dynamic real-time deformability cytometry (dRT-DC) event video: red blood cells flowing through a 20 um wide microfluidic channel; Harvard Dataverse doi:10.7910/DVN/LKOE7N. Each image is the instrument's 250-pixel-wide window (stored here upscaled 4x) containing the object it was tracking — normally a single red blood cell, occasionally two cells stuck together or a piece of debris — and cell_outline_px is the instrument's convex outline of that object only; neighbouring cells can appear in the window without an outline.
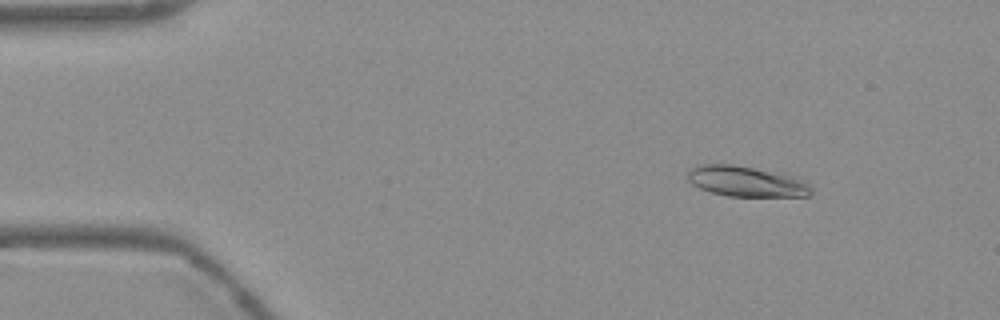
{"species": "Egyptian fruit bat (a non-hibernating species)", "species_latin": "Rousettus aegyptiacus", "temperature_condition": "warm", "stored_images_in_passage": 54, "camera_frame_rate_fps": 3000, "um_per_image_px": 0.085, "frame": {"image": 1, "passage_image": 7, "time_ms": 2.0, "image_size_px": [1000, 320], "cell_outline_px": [[812, 192], [808, 196], [728, 196], [712, 192], [700, 188], [692, 184], [688, 180], [688, 172], [696, 164], [732, 164], [784, 172], [800, 176], [808, 180], [812, 188]], "centroid_in_image_um": [63.54, 15.4], "position_along_channel_um": 21.5, "area_um2": 22.6}}
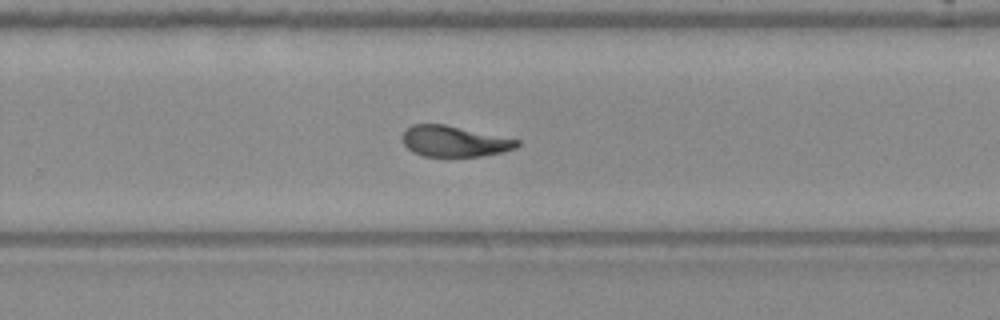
{"frame": {"image": 2, "passage_image": 35, "time_ms": 11.333, "image_size_px": [1000, 320], "cell_outline_px": [[520, 144], [516, 148], [504, 152], [480, 156], [424, 156], [412, 152], [404, 144], [404, 128], [412, 124], [444, 124], [520, 140]], "centroid_in_image_um": [38.62, 12.01], "position_along_channel_um": 291.2, "area_um2": 20.52}}
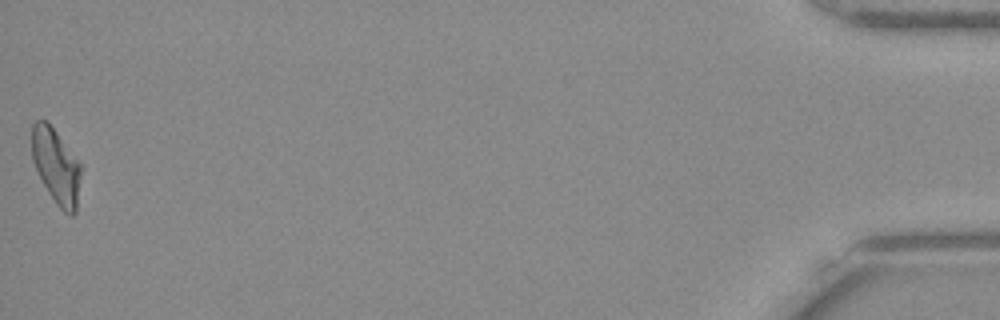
{"frame": {"image": 3, "passage_image": 54, "time_ms": 17.667, "image_size_px": [1000, 320], "cell_outline_px": [[80, 176], [76, 212], [72, 216], [68, 216], [56, 204], [48, 192], [32, 160], [32, 124], [36, 120], [48, 120], [80, 164]], "centroid_in_image_um": [4.76, 14.12], "position_along_channel_um": 430.4, "area_um2": 21.27}, "authors_computed_cell_mechanics": {"area_um2": 21.6461, "velocity_mm_per_s": 3.7646, "shape_relaxation_time_tau1_ms": 7.0681, "shape_relaxation_time_tau2_ms": 2.579, "deformation_change_tau1": 0.1994, "deformation_change_tau2": 0.0805}}